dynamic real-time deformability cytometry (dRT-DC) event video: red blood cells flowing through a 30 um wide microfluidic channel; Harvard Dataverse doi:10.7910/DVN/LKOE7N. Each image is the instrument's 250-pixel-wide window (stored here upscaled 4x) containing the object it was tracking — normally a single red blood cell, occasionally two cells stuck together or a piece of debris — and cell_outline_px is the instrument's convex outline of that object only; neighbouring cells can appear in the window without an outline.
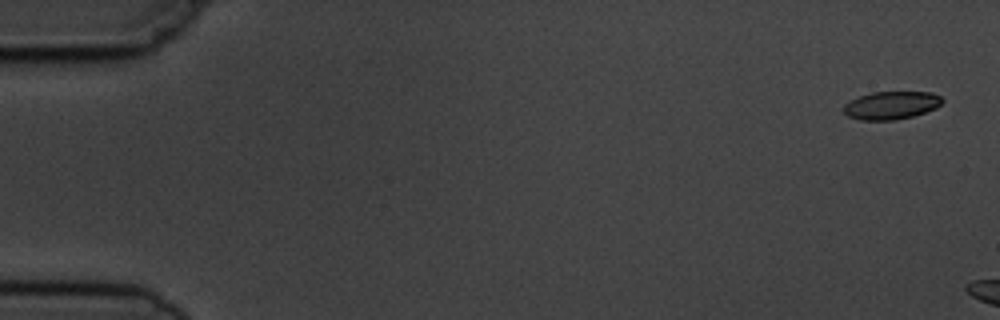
{"species": "common noctule bat (a hibernating species)", "species_latin": "Nyctalus noctula", "temperature_condition": "cold", "stored_images_in_passage": 3, "camera_frame_rate_fps": 3000, "um_per_image_px": 0.085, "animal": {"sex": "male", "body_mass_g": 19.5, "forearm_length_mm": 54.6}, "frame": {"image": 1, "passage_image": 1, "time_ms": 0.0, "image_size_px": [1000, 320], "cell_outline_px": [[944, 100], [936, 108], [912, 116], [896, 120], [860, 120], [848, 116], [844, 112], [844, 104], [860, 96], [872, 92], [932, 92], [940, 96]], "centroid_in_image_um": [75.76, 8.95], "position_along_channel_um": 9.2, "area_um2": 15.95}}